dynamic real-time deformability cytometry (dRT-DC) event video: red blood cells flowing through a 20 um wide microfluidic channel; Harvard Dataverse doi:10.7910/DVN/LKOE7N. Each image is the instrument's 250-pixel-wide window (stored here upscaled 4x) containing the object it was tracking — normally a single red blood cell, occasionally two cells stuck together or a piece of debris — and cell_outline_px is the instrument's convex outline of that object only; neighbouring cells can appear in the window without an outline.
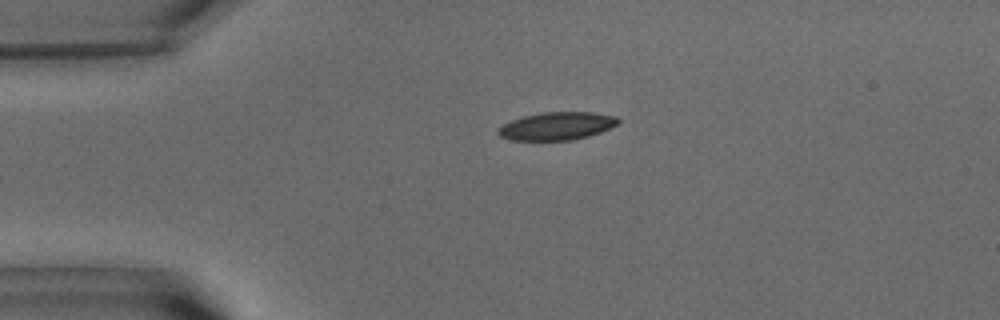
{"species": "common noctule bat (a hibernating species)", "species_latin": "Nyctalus noctula", "temperature_condition": "warm", "stored_images_in_passage": 37, "camera_frame_rate_fps": 3000, "um_per_image_px": 0.085, "animal": {"sex": "male", "body_mass_g": 15.6}, "frame": {"image": 1, "passage_image": 1, "time_ms": 0.0, "image_size_px": [1000, 320], "cell_outline_px": [[620, 124], [600, 132], [588, 136], [572, 140], [508, 140], [500, 136], [496, 132], [496, 128], [512, 120], [524, 116], [540, 112], [592, 112], [616, 116], [620, 120]], "centroid_in_image_um": [47.33, 10.71], "position_along_channel_um": 37.7, "area_um2": 19.65}}
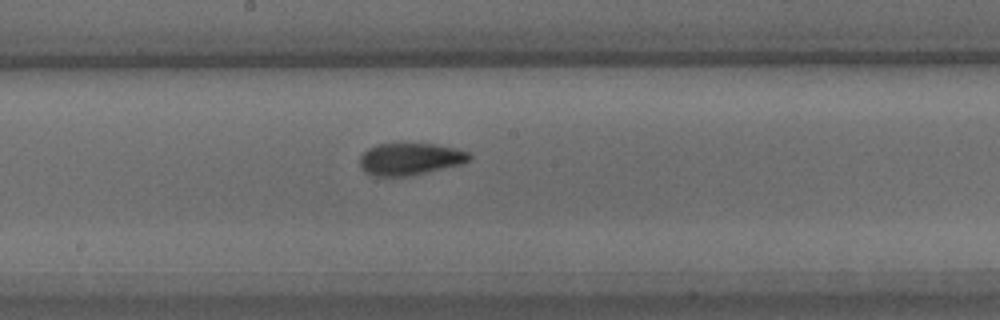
{"frame": {"image": 2, "passage_image": 18, "time_ms": 5.667, "image_size_px": [1000, 320], "cell_outline_px": [[472, 156], [464, 164], [412, 176], [376, 176], [364, 172], [360, 168], [360, 156], [368, 148], [376, 144], [436, 144], [456, 148], [468, 152]], "centroid_in_image_um": [34.87, 13.53], "position_along_channel_um": 213.3, "area_um2": 20.69}}
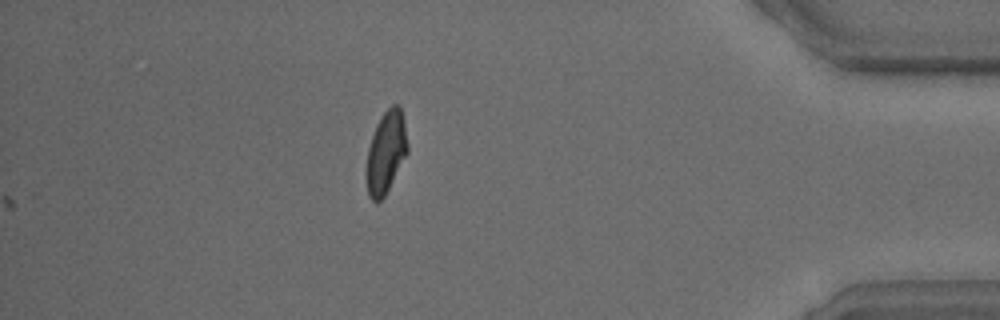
{"frame": {"image": 3, "passage_image": 37, "time_ms": 12.0, "image_size_px": [1000, 320], "cell_outline_px": [[408, 152], [384, 196], [376, 204], [368, 196], [364, 172], [368, 148], [376, 124], [384, 112], [392, 104], [400, 104], [404, 120], [408, 144]], "centroid_in_image_um": [32.78, 12.95], "position_along_channel_um": 402.4, "area_um2": 20.0}, "authors_computed_cell_mechanics": {"area_um2": 20.1144, "velocity_mm_per_s": 3.6513, "shape_relaxation_time_tau1_ms": 4.1766, "shape_relaxation_time_tau2_ms": 1.8683, "deformation_change_tau1": 0.1509, "deformation_change_tau2": 0.068}}